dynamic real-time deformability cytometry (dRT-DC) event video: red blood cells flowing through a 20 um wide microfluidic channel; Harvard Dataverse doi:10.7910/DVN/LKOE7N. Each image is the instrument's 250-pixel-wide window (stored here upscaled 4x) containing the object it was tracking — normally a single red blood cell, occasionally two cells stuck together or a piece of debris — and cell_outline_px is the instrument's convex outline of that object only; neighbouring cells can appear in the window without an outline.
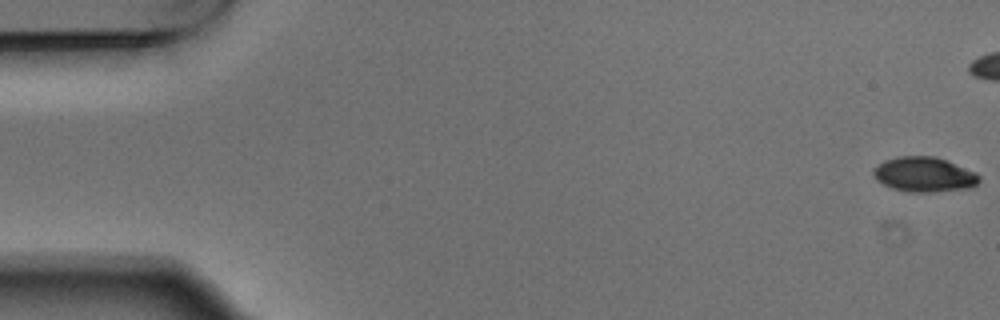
{"species": "Egyptian fruit bat (a non-hibernating species)", "species_latin": "Rousettus aegyptiacus", "temperature_condition": "warm", "stored_images_in_passage": 9, "camera_frame_rate_fps": 3000, "um_per_image_px": 0.085, "animal": {"sex": "male"}, "frame": {"image": 1, "passage_image": 1, "time_ms": 0.0, "image_size_px": [1000, 320], "cell_outline_px": [[980, 180], [972, 188], [936, 192], [908, 192], [892, 188], [876, 180], [872, 176], [872, 168], [884, 160], [900, 156], [936, 156], [948, 160], [976, 172], [980, 176]], "centroid_in_image_um": [78.56, 14.83], "position_along_channel_um": 6.4, "area_um2": 21.91}}
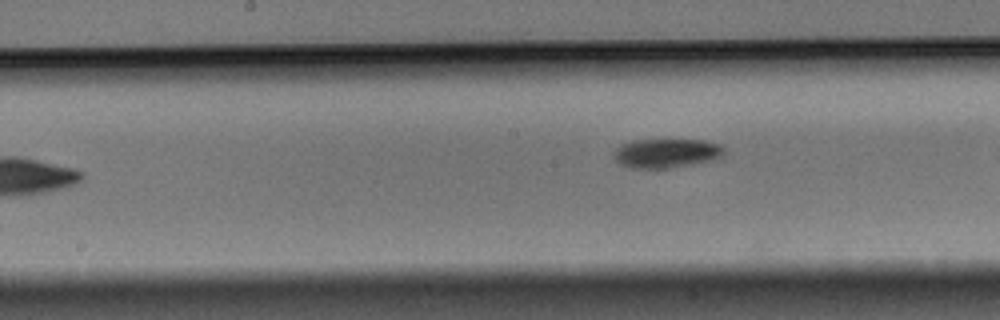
{"frame": {"image": 2, "passage_image": 9, "time_ms": 2.667, "image_size_px": [1000, 320], "cell_outline_px": [[724, 152], [720, 156], [708, 160], [688, 164], [664, 168], [632, 168], [620, 164], [616, 160], [616, 148], [620, 144], [632, 140], [704, 140], [720, 144], [724, 148]], "centroid_in_image_um": [56.61, 13.0], "position_along_channel_um": 191.6, "area_um2": 18.26}}